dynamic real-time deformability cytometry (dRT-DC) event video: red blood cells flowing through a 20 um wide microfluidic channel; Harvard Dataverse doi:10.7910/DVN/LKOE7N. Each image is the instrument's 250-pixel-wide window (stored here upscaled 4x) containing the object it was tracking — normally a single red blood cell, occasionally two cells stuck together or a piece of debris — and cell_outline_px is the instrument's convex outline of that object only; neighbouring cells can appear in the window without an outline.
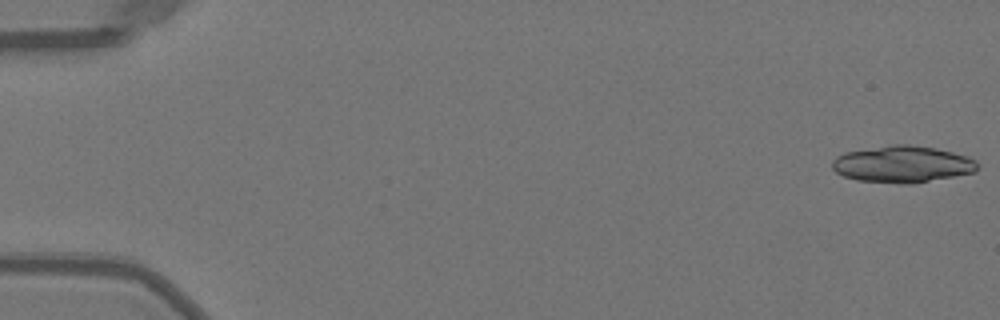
{"species": "Egyptian fruit bat (a non-hibernating species)", "species_latin": "Rousettus aegyptiacus", "temperature_condition": "warm", "stored_images_in_passage": 19, "camera_frame_rate_fps": 3000, "um_per_image_px": 0.085, "animal": {"sex": "female"}, "frame": {"image": 1, "passage_image": 1, "time_ms": 0.0, "image_size_px": [1000, 320], "cell_outline_px": [[980, 168], [976, 172], [912, 184], [900, 184], [856, 180], [844, 176], [836, 172], [832, 168], [832, 160], [836, 156], [844, 152], [892, 144], [908, 144], [936, 148], [968, 156], [976, 160]], "centroid_in_image_um": [76.72, 13.96], "position_along_channel_um": 8.3, "area_um2": 31.44}}
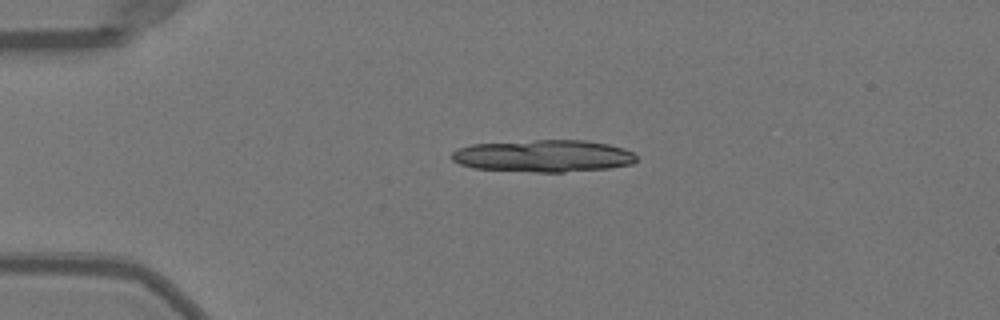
{"frame": {"image": 2, "passage_image": 12, "time_ms": 3.667, "image_size_px": [1000, 320], "cell_outline_px": [[636, 160], [632, 164], [608, 168], [564, 172], [536, 172], [472, 168], [460, 164], [452, 160], [452, 152], [460, 148], [472, 144], [536, 140], [584, 140], [608, 144], [624, 148], [632, 152], [636, 156]], "centroid_in_image_um": [46.2, 13.26], "position_along_channel_um": 38.8, "area_um2": 34.51}}